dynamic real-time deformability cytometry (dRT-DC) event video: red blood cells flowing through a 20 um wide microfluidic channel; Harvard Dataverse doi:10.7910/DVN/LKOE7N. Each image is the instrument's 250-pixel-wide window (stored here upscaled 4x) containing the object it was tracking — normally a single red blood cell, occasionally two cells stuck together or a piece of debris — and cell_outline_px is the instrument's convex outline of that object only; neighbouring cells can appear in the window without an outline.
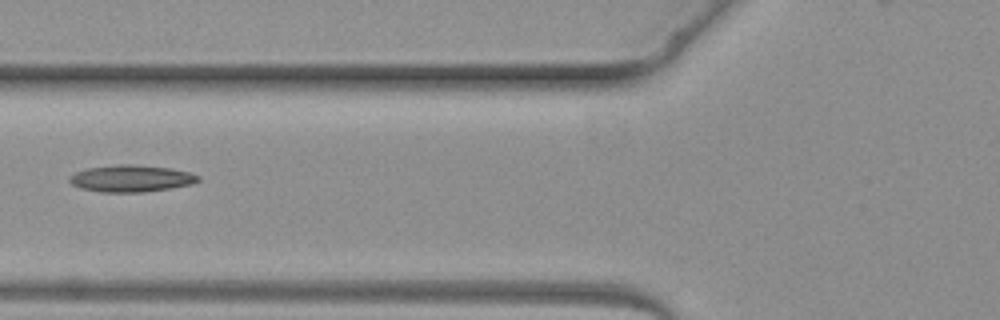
{"species": "common noctule bat (a hibernating species)", "species_latin": "Nyctalus noctula", "temperature_condition": "warm", "stored_images_in_passage": 2, "camera_frame_rate_fps": 3000, "um_per_image_px": 0.085, "animal": {"sex": "female", "body_mass_g": 19.3, "forearm_length_mm": 54.1}, "frame": {"image": 1, "passage_image": 2, "time_ms": 1.0, "image_size_px": [1000, 320], "cell_outline_px": [[200, 180], [192, 184], [144, 192], [100, 192], [80, 188], [72, 184], [68, 180], [76, 172], [88, 168], [116, 164], [132, 164], [172, 168], [192, 172], [200, 176]], "centroid_in_image_um": [11.18, 15.16], "position_along_channel_um": 114.6, "area_um2": 20.17}}